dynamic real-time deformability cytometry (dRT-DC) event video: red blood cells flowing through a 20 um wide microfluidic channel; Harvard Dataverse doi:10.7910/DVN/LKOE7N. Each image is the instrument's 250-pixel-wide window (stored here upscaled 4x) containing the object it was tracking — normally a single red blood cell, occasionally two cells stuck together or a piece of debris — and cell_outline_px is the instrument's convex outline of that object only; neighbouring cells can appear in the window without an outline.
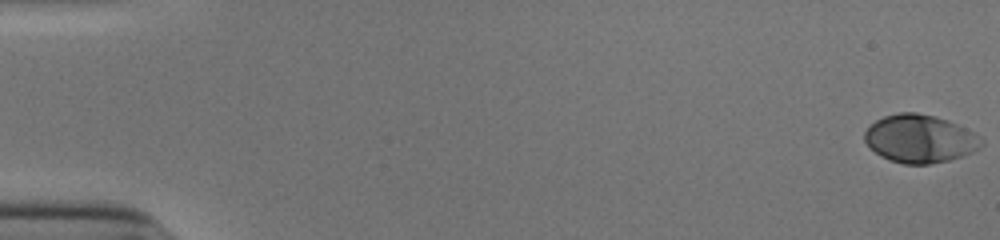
{"species": "human", "species_latin": "Homo sapiens", "temperature_condition": "cold", "stored_images_in_passage": 54, "camera_frame_rate_fps": 3000, "um_per_image_px": 0.085, "donor": {"sex": "male"}, "frame": {"image": 1, "passage_image": 1, "time_ms": 0.0, "image_size_px": [1000, 240], "cell_outline_px": [[984, 144], [972, 152], [948, 160], [928, 164], [904, 164], [888, 160], [880, 156], [864, 140], [864, 132], [876, 120], [884, 116], [900, 112], [916, 112], [936, 116], [948, 120], [972, 132], [984, 140]], "centroid_in_image_um": [78.18, 11.79], "position_along_channel_um": 6.8, "area_um2": 32.48}}
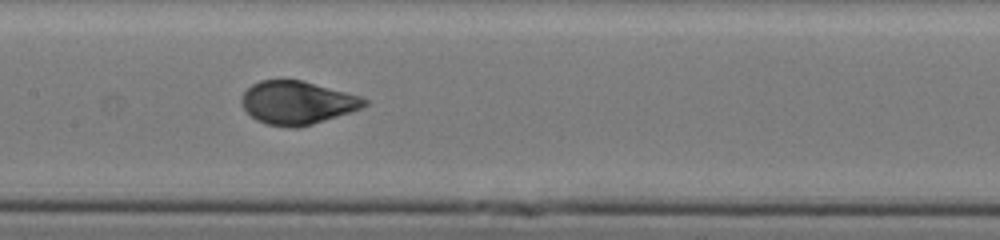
{"frame": {"image": 2, "passage_image": 28, "time_ms": 9.0, "image_size_px": [1000, 240], "cell_outline_px": [[368, 104], [360, 108], [312, 124], [296, 128], [288, 128], [268, 124], [256, 120], [244, 108], [240, 100], [244, 92], [252, 84], [260, 80], [304, 80], [360, 96], [368, 100]], "centroid_in_image_um": [25.24, 8.72], "position_along_channel_um": 182.2, "area_um2": 30.69}}
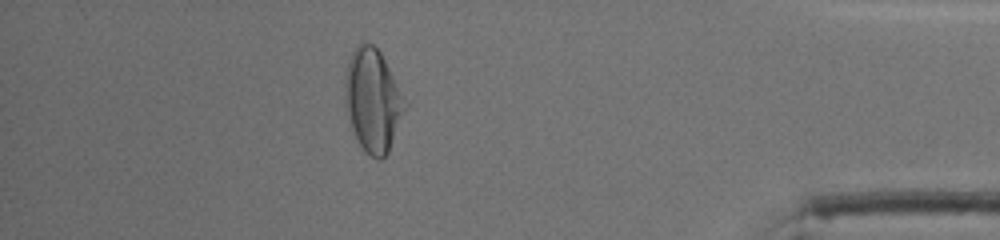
{"frame": {"image": 3, "passage_image": 48, "time_ms": 15.667, "image_size_px": [1000, 240], "cell_outline_px": [[408, 104], [388, 152], [380, 160], [376, 160], [364, 152], [352, 128], [348, 112], [344, 84], [344, 76], [348, 60], [356, 44], [364, 40], [372, 44], [380, 52]], "centroid_in_image_um": [31.69, 8.5], "position_along_channel_um": 403.5, "area_um2": 35.72}, "authors_computed_cell_mechanics": {"area_um2": 31.8478, "velocity_mm_per_s": 3.8916, "shape_relaxation_time_tau1_ms": 3.8495, "shape_relaxation_time_tau2_ms": null, "deformation_change_tau1": 0.1842, "deformation_change_tau2": null}}